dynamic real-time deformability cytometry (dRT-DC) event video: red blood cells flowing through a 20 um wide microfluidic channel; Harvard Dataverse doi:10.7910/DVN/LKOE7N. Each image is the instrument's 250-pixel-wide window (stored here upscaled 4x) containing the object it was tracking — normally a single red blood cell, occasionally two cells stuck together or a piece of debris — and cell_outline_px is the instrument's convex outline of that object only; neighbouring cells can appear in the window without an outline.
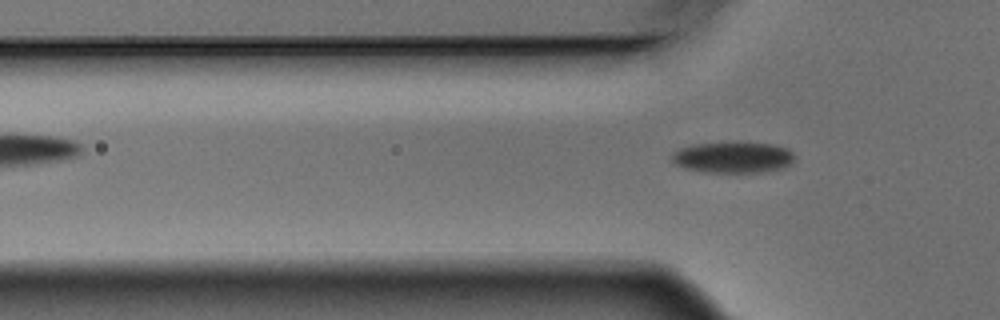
{"species": "Egyptian fruit bat (a non-hibernating species)", "species_latin": "Rousettus aegyptiacus", "temperature_condition": "warm", "stored_images_in_passage": 6, "segment_of_instrument_passage": [2, 2], "camera_frame_rate_fps": 3000, "um_per_image_px": 0.085, "animal": {"sex": "male"}, "frame": {"image": 1, "passage_image": 6, "time_ms": 1.667, "image_size_px": [1000, 320], "cell_outline_px": [[796, 156], [784, 168], [760, 172], [704, 172], [684, 168], [676, 164], [672, 160], [672, 152], [680, 148], [696, 144], [772, 144], [788, 148]], "centroid_in_image_um": [62.3, 13.4], "position_along_channel_um": 63.5, "area_um2": 21.68}}